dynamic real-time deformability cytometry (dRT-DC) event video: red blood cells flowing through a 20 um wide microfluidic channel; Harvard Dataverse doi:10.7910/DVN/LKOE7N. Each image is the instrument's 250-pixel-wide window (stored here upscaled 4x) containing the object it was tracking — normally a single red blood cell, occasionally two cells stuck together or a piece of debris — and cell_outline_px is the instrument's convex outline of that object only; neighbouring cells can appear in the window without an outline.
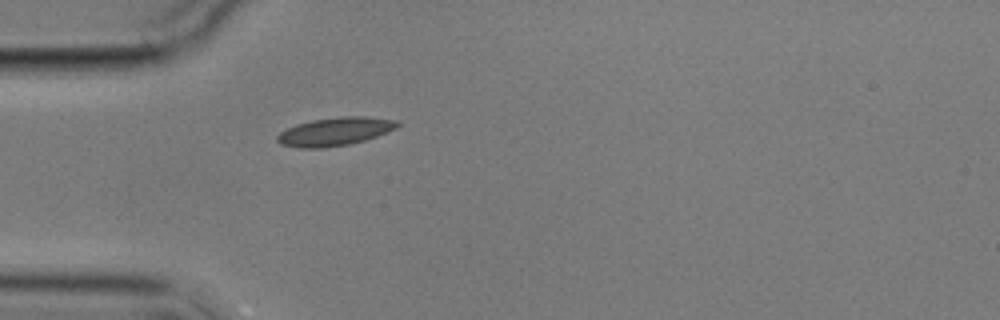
{"species": "common noctule bat (a hibernating species)", "species_latin": "Nyctalus noctula", "temperature_condition": "cold", "stored_images_in_passage": 2, "camera_frame_rate_fps": 3000, "um_per_image_px": 0.085, "animal": {"sex": "male", "body_mass_g": 17.9}, "frame": {"image": 1, "passage_image": 2, "time_ms": 22.667, "image_size_px": [1000, 320], "cell_outline_px": [[400, 124], [396, 128], [376, 136], [364, 140], [348, 144], [324, 148], [300, 148], [280, 144], [276, 140], [276, 136], [280, 132], [296, 124], [312, 120], [340, 116], [364, 116], [396, 120]], "centroid_in_image_um": [28.44, 11.18], "position_along_channel_um": 56.6, "area_um2": 19.71}}